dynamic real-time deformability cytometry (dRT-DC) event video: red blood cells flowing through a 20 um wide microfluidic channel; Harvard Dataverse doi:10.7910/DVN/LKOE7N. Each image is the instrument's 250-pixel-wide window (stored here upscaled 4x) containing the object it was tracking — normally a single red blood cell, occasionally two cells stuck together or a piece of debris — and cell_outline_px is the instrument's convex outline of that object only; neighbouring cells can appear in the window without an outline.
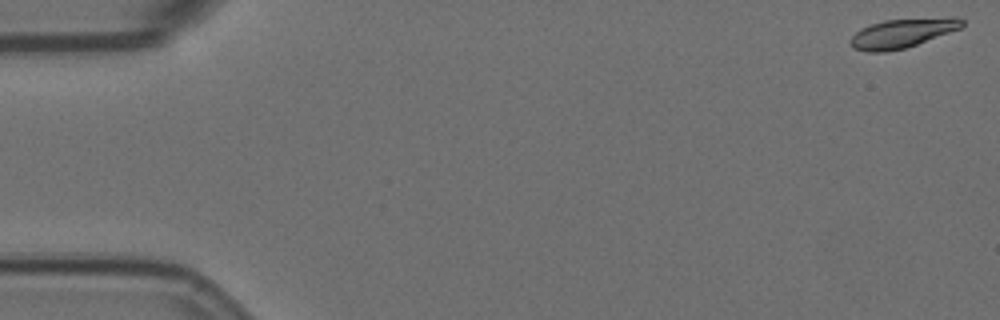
{"species": "Egyptian fruit bat (a non-hibernating species)", "species_latin": "Rousettus aegyptiacus", "temperature_condition": "room temperature", "stored_images_in_passage": 57, "camera_frame_rate_fps": 3000, "um_per_image_px": 0.085, "animal": {"sex": "female"}, "frame": {"image": 1, "passage_image": 1, "time_ms": 0.0, "image_size_px": [1000, 320], "cell_outline_px": [[964, 24], [960, 28], [916, 44], [904, 48], [884, 52], [868, 52], [852, 48], [848, 40], [860, 28], [884, 20], [952, 16], [956, 16], [964, 20]], "centroid_in_image_um": [76.68, 2.8], "position_along_channel_um": 8.3, "area_um2": 19.02}}
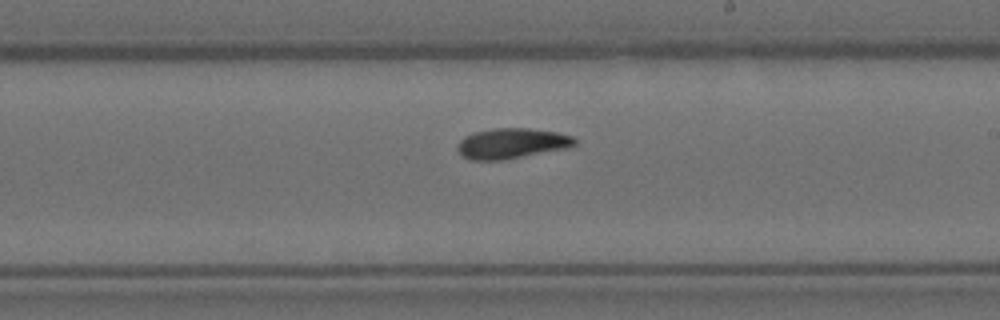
{"frame": {"image": 2, "passage_image": 33, "time_ms": 10.667, "image_size_px": [1000, 320], "cell_outline_px": [[576, 144], [564, 148], [500, 160], [472, 160], [464, 156], [456, 148], [456, 144], [464, 136], [472, 132], [492, 128], [528, 128], [556, 132], [572, 136], [576, 140]], "centroid_in_image_um": [43.43, 12.17], "position_along_channel_um": 245.6, "area_um2": 20.46}}
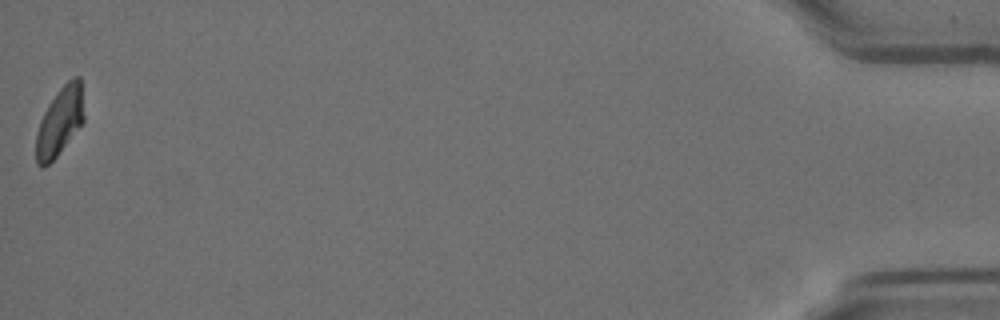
{"frame": {"image": 3, "passage_image": 57, "time_ms": 18.667, "image_size_px": [1000, 320], "cell_outline_px": [[84, 120], [56, 156], [44, 168], [40, 168], [36, 164], [36, 136], [40, 120], [48, 104], [60, 88], [72, 76], [80, 76], [84, 116]], "centroid_in_image_um": [5.06, 10.32], "position_along_channel_um": 430.1, "area_um2": 18.84}, "authors_computed_cell_mechanics": {"area_um2": 19.8254, "velocity_mm_per_s": 3.5426, "shape_relaxation_time_tau1_ms": 5.0776, "shape_relaxation_time_tau2_ms": 6.642, "deformation_change_tau1": 0.1478, "deformation_change_tau2": 0.1195}}